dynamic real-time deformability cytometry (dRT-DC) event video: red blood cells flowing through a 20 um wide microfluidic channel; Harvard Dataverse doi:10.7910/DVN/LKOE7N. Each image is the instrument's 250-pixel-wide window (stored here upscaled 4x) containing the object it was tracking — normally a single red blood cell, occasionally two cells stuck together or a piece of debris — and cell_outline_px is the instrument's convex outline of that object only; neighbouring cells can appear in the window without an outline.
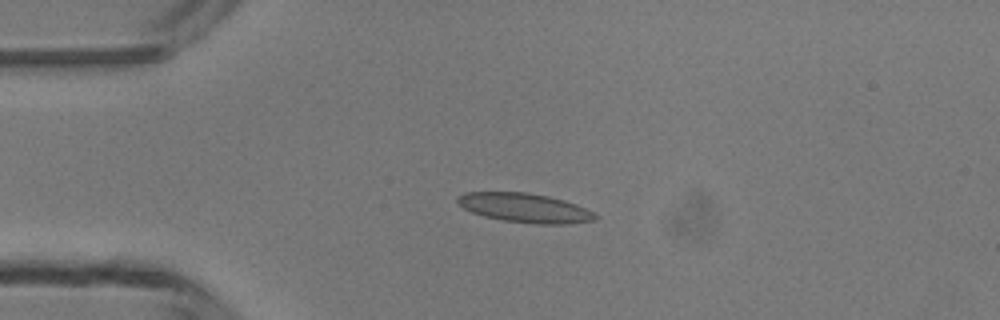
{"species": "common noctule bat (a hibernating species)", "species_latin": "Nyctalus noctula", "temperature_condition": "room temperature", "stored_images_in_passage": 3, "camera_frame_rate_fps": 3000, "um_per_image_px": 0.085, "animal": {"sex": "male", "body_mass_g": 13.3}, "frame": {"image": 1, "passage_image": 3, "time_ms": 2.333, "image_size_px": [1000, 320], "cell_outline_px": [[600, 216], [596, 220], [568, 224], [532, 224], [504, 220], [484, 216], [472, 212], [464, 208], [456, 200], [456, 196], [464, 192], [528, 192], [548, 196], [564, 200], [576, 204]], "centroid_in_image_um": [44.62, 17.67], "position_along_channel_um": 40.4, "area_um2": 23.52}}